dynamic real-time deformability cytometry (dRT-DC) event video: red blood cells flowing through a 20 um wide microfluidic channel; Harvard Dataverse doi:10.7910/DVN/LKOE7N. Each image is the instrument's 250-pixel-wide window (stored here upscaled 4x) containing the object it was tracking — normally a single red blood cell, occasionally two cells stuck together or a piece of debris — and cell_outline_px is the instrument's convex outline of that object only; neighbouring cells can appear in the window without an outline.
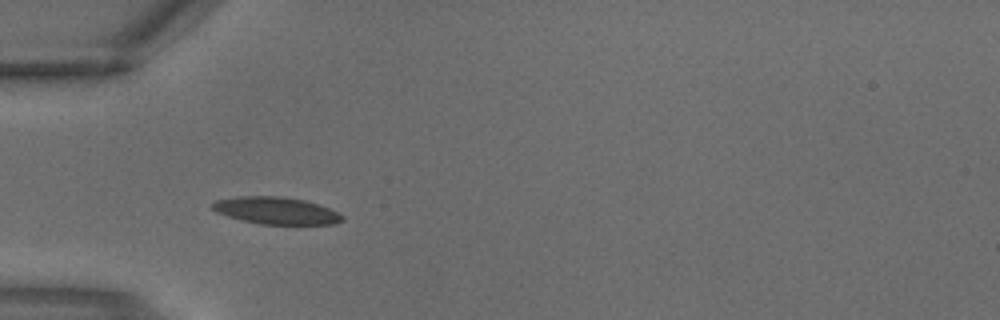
{"species": "common noctule bat (a hibernating species)", "species_latin": "Nyctalus noctula", "temperature_condition": "warm", "stored_images_in_passage": 1, "camera_frame_rate_fps": 3000, "um_per_image_px": 0.085, "animal": {"sex": "male", "body_mass_g": 18.8}, "frame": {"image": 1, "passage_image": 1, "time_ms": 0.0, "image_size_px": [1000, 320], "cell_outline_px": [[344, 220], [332, 224], [260, 224], [228, 216], [216, 212], [212, 208], [212, 204], [216, 200], [236, 196], [280, 196], [304, 200], [328, 208], [344, 216]], "centroid_in_image_um": [23.45, 17.9], "position_along_channel_um": 61.5, "area_um2": 20.29}}